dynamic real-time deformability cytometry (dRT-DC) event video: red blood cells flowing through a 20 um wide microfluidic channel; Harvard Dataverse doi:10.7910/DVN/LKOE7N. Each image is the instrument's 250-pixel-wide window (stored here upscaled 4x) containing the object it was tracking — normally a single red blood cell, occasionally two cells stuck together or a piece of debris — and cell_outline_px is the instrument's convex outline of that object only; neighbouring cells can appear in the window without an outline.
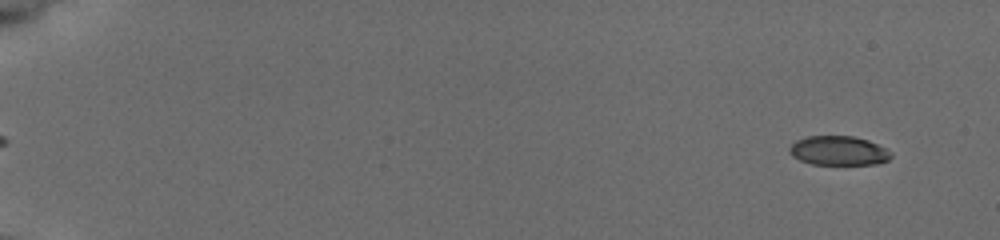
{"species": "common noctule bat (a hibernating species)", "species_latin": "Nyctalus noctula", "temperature_condition": "cold", "stored_images_in_passage": 56, "camera_frame_rate_fps": 3000, "um_per_image_px": 0.085, "animal": {"sex": "female", "body_mass_g": 19.5, "forearm_length_mm": 54.1}, "frame": {"image": 1, "passage_image": 3, "time_ms": 0.667, "image_size_px": [1000, 240], "cell_outline_px": [[892, 156], [888, 160], [876, 164], [812, 164], [800, 160], [792, 156], [788, 152], [788, 148], [796, 140], [808, 136], [852, 136], [868, 140], [892, 152]], "centroid_in_image_um": [71.25, 12.81], "position_along_channel_um": 13.7, "area_um2": 17.28}}
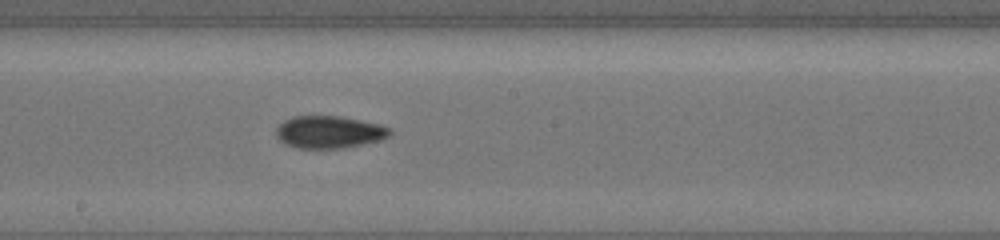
{"frame": {"image": 2, "passage_image": 33, "time_ms": 10.667, "image_size_px": [1000, 240], "cell_outline_px": [[392, 132], [388, 136], [380, 140], [344, 148], [296, 148], [284, 144], [276, 136], [276, 128], [284, 120], [292, 116], [340, 116], [380, 124], [392, 128]], "centroid_in_image_um": [27.97, 11.22], "position_along_channel_um": 220.2, "area_um2": 21.56}}
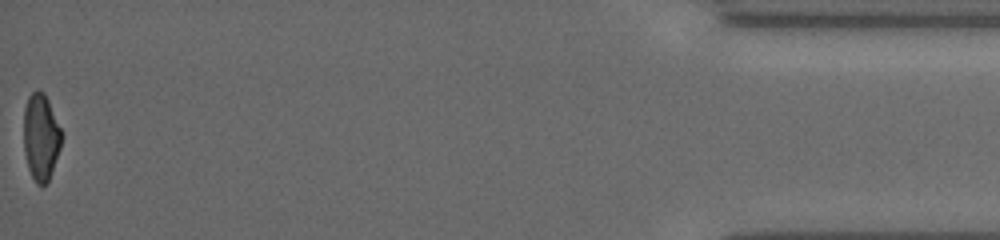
{"frame": {"image": 3, "passage_image": 56, "time_ms": 18.333, "image_size_px": [1000, 240], "cell_outline_px": [[60, 148], [48, 180], [44, 184], [36, 184], [28, 168], [24, 152], [24, 108], [28, 96], [36, 88], [44, 92], [48, 100], [60, 128]], "centroid_in_image_um": [3.44, 11.6], "position_along_channel_um": 431.8, "area_um2": 18.79}, "authors_computed_cell_mechanics": {"area_um2": 19.9699, "velocity_mm_per_s": 3.7915, "shape_relaxation_time_tau1_ms": 5.3976, "shape_relaxation_time_tau2_ms": 1.7273, "deformation_change_tau1": 0.1579, "deformation_change_tau2": 0.0674}}